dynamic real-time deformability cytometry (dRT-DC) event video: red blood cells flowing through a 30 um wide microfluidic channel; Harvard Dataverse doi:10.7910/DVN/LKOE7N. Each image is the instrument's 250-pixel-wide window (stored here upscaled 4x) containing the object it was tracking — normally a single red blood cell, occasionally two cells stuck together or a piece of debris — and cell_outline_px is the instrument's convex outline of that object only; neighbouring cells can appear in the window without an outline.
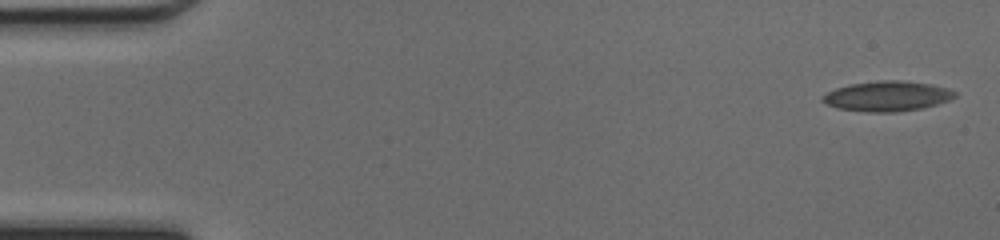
{"species": "common noctule bat (a hibernating species)", "species_latin": "Nyctalus noctula", "temperature_condition": "cold", "stored_images_in_passage": 48, "camera_frame_rate_fps": 3000, "um_per_image_px": 0.085, "animal": {"sex": "female", "body_mass_g": 17.0, "forearm_length_mm": 48.0}, "frame": {"image": 1, "passage_image": 1, "time_ms": 0.0, "image_size_px": [1000, 240], "cell_outline_px": [[956, 96], [948, 100], [936, 104], [920, 108], [896, 112], [868, 112], [836, 108], [824, 104], [820, 100], [820, 96], [836, 88], [848, 84], [876, 80], [900, 80], [932, 84], [948, 88], [956, 92]], "centroid_in_image_um": [75.35, 8.16], "position_along_channel_um": 9.6, "area_um2": 23.41}}
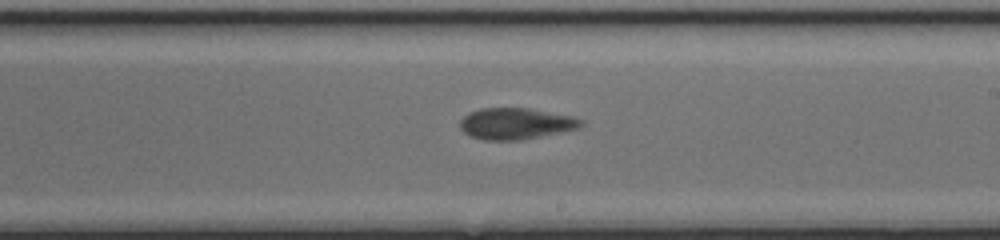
{"frame": {"image": 2, "passage_image": 28, "time_ms": 9.0, "image_size_px": [1000, 240], "cell_outline_px": [[584, 124], [580, 128], [520, 140], [484, 140], [468, 136], [460, 128], [460, 120], [468, 112], [480, 108], [528, 108], [576, 116], [584, 120]], "centroid_in_image_um": [43.86, 10.5], "position_along_channel_um": 245.1, "area_um2": 22.37}}
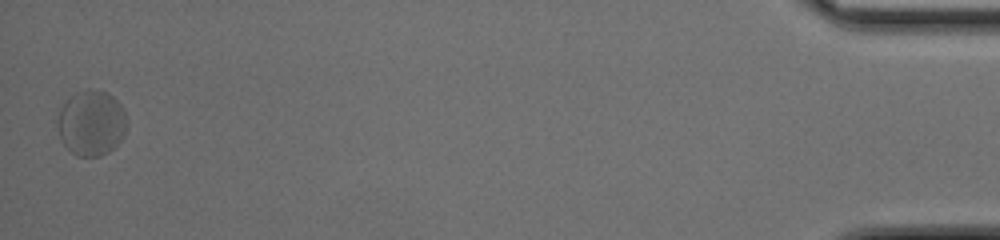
{"frame": {"image": 3, "passage_image": 48, "time_ms": 15.667, "image_size_px": [1000, 240], "cell_outline_px": [[128, 124], [124, 136], [108, 152], [100, 156], [76, 156], [60, 140], [56, 124], [60, 112], [64, 104], [76, 92], [88, 88], [92, 88], [108, 92], [124, 108]], "centroid_in_image_um": [7.78, 10.44], "position_along_channel_um": 427.4, "area_um2": 26.59}, "authors_computed_cell_mechanics": {"area_um2": 22.253, "velocity_mm_per_s": 4.1929, "shape_relaxation_time_tau1_ms": null, "shape_relaxation_time_tau2_ms": 1.5077, "deformation_change_tau1": null, "deformation_change_tau2": 0.0657}}